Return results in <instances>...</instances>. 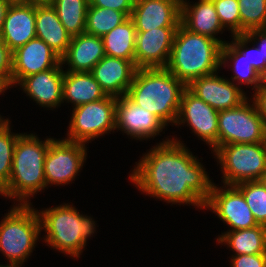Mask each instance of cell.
Returning <instances> with one entry per match:
<instances>
[{"instance_id": "27", "label": "cell", "mask_w": 266, "mask_h": 267, "mask_svg": "<svg viewBox=\"0 0 266 267\" xmlns=\"http://www.w3.org/2000/svg\"><path fill=\"white\" fill-rule=\"evenodd\" d=\"M136 28L129 17L102 37L107 56L134 60Z\"/></svg>"}, {"instance_id": "21", "label": "cell", "mask_w": 266, "mask_h": 267, "mask_svg": "<svg viewBox=\"0 0 266 267\" xmlns=\"http://www.w3.org/2000/svg\"><path fill=\"white\" fill-rule=\"evenodd\" d=\"M105 55L102 38L84 32L71 38L61 63L68 65L64 71L90 72Z\"/></svg>"}, {"instance_id": "9", "label": "cell", "mask_w": 266, "mask_h": 267, "mask_svg": "<svg viewBox=\"0 0 266 267\" xmlns=\"http://www.w3.org/2000/svg\"><path fill=\"white\" fill-rule=\"evenodd\" d=\"M248 100L247 98L235 108L219 111L218 147L225 144L266 142V126L253 100Z\"/></svg>"}, {"instance_id": "4", "label": "cell", "mask_w": 266, "mask_h": 267, "mask_svg": "<svg viewBox=\"0 0 266 267\" xmlns=\"http://www.w3.org/2000/svg\"><path fill=\"white\" fill-rule=\"evenodd\" d=\"M222 46L218 40L191 32L180 24L165 68L188 86L199 77L220 71Z\"/></svg>"}, {"instance_id": "39", "label": "cell", "mask_w": 266, "mask_h": 267, "mask_svg": "<svg viewBox=\"0 0 266 267\" xmlns=\"http://www.w3.org/2000/svg\"><path fill=\"white\" fill-rule=\"evenodd\" d=\"M246 34L256 43L266 61V30H253Z\"/></svg>"}, {"instance_id": "8", "label": "cell", "mask_w": 266, "mask_h": 267, "mask_svg": "<svg viewBox=\"0 0 266 267\" xmlns=\"http://www.w3.org/2000/svg\"><path fill=\"white\" fill-rule=\"evenodd\" d=\"M116 100L112 96L73 107L65 140L84 144L114 132Z\"/></svg>"}, {"instance_id": "3", "label": "cell", "mask_w": 266, "mask_h": 267, "mask_svg": "<svg viewBox=\"0 0 266 267\" xmlns=\"http://www.w3.org/2000/svg\"><path fill=\"white\" fill-rule=\"evenodd\" d=\"M54 138L41 141L33 133H21L14 148L12 171L8 184L0 195L18 201V204H31L30 198L47 188L44 162L50 143ZM29 199V200H28Z\"/></svg>"}, {"instance_id": "5", "label": "cell", "mask_w": 266, "mask_h": 267, "mask_svg": "<svg viewBox=\"0 0 266 267\" xmlns=\"http://www.w3.org/2000/svg\"><path fill=\"white\" fill-rule=\"evenodd\" d=\"M38 214L41 231L47 233L43 237L47 246L73 258L80 257L87 240L96 232L95 221L68 203L38 210Z\"/></svg>"}, {"instance_id": "40", "label": "cell", "mask_w": 266, "mask_h": 267, "mask_svg": "<svg viewBox=\"0 0 266 267\" xmlns=\"http://www.w3.org/2000/svg\"><path fill=\"white\" fill-rule=\"evenodd\" d=\"M12 0H0V34L3 29L5 16L9 6L12 4Z\"/></svg>"}, {"instance_id": "30", "label": "cell", "mask_w": 266, "mask_h": 267, "mask_svg": "<svg viewBox=\"0 0 266 267\" xmlns=\"http://www.w3.org/2000/svg\"><path fill=\"white\" fill-rule=\"evenodd\" d=\"M240 34L266 30V0H238Z\"/></svg>"}, {"instance_id": "18", "label": "cell", "mask_w": 266, "mask_h": 267, "mask_svg": "<svg viewBox=\"0 0 266 267\" xmlns=\"http://www.w3.org/2000/svg\"><path fill=\"white\" fill-rule=\"evenodd\" d=\"M36 3L12 2L9 6L0 34L11 52L36 38Z\"/></svg>"}, {"instance_id": "11", "label": "cell", "mask_w": 266, "mask_h": 267, "mask_svg": "<svg viewBox=\"0 0 266 267\" xmlns=\"http://www.w3.org/2000/svg\"><path fill=\"white\" fill-rule=\"evenodd\" d=\"M213 211L217 217L230 226L228 231L244 230L259 225L243 194L235 187L223 185L218 187L214 183L204 209Z\"/></svg>"}, {"instance_id": "17", "label": "cell", "mask_w": 266, "mask_h": 267, "mask_svg": "<svg viewBox=\"0 0 266 267\" xmlns=\"http://www.w3.org/2000/svg\"><path fill=\"white\" fill-rule=\"evenodd\" d=\"M182 0H136L130 18L136 31L179 27Z\"/></svg>"}, {"instance_id": "33", "label": "cell", "mask_w": 266, "mask_h": 267, "mask_svg": "<svg viewBox=\"0 0 266 267\" xmlns=\"http://www.w3.org/2000/svg\"><path fill=\"white\" fill-rule=\"evenodd\" d=\"M231 36V42L244 54L252 67L266 80V61L256 43H253L247 34H236ZM251 42L252 45L254 44L253 48L247 46L248 43L251 44Z\"/></svg>"}, {"instance_id": "7", "label": "cell", "mask_w": 266, "mask_h": 267, "mask_svg": "<svg viewBox=\"0 0 266 267\" xmlns=\"http://www.w3.org/2000/svg\"><path fill=\"white\" fill-rule=\"evenodd\" d=\"M221 165L224 185L258 181L266 171V142L225 144L214 154Z\"/></svg>"}, {"instance_id": "1", "label": "cell", "mask_w": 266, "mask_h": 267, "mask_svg": "<svg viewBox=\"0 0 266 267\" xmlns=\"http://www.w3.org/2000/svg\"><path fill=\"white\" fill-rule=\"evenodd\" d=\"M205 170L188 147L172 137L143 154L129 178L152 198L204 209L214 183Z\"/></svg>"}, {"instance_id": "37", "label": "cell", "mask_w": 266, "mask_h": 267, "mask_svg": "<svg viewBox=\"0 0 266 267\" xmlns=\"http://www.w3.org/2000/svg\"><path fill=\"white\" fill-rule=\"evenodd\" d=\"M89 5L93 7H101L113 9L131 16L134 0H89Z\"/></svg>"}, {"instance_id": "22", "label": "cell", "mask_w": 266, "mask_h": 267, "mask_svg": "<svg viewBox=\"0 0 266 267\" xmlns=\"http://www.w3.org/2000/svg\"><path fill=\"white\" fill-rule=\"evenodd\" d=\"M181 24L191 32L211 37L222 45L226 43L220 37H216L219 32L222 33L225 29L220 22L213 1L199 0L195 4H190L189 0L188 2L182 0Z\"/></svg>"}, {"instance_id": "43", "label": "cell", "mask_w": 266, "mask_h": 267, "mask_svg": "<svg viewBox=\"0 0 266 267\" xmlns=\"http://www.w3.org/2000/svg\"><path fill=\"white\" fill-rule=\"evenodd\" d=\"M26 2H30V3H49L50 0H26Z\"/></svg>"}, {"instance_id": "20", "label": "cell", "mask_w": 266, "mask_h": 267, "mask_svg": "<svg viewBox=\"0 0 266 267\" xmlns=\"http://www.w3.org/2000/svg\"><path fill=\"white\" fill-rule=\"evenodd\" d=\"M136 69L135 60L105 55L90 73L107 96L119 98L127 94Z\"/></svg>"}, {"instance_id": "31", "label": "cell", "mask_w": 266, "mask_h": 267, "mask_svg": "<svg viewBox=\"0 0 266 267\" xmlns=\"http://www.w3.org/2000/svg\"><path fill=\"white\" fill-rule=\"evenodd\" d=\"M243 194L256 222L266 226V189L259 181H246L235 185Z\"/></svg>"}, {"instance_id": "16", "label": "cell", "mask_w": 266, "mask_h": 267, "mask_svg": "<svg viewBox=\"0 0 266 267\" xmlns=\"http://www.w3.org/2000/svg\"><path fill=\"white\" fill-rule=\"evenodd\" d=\"M187 88L217 111L235 108L248 98L237 83L218 72L193 80Z\"/></svg>"}, {"instance_id": "35", "label": "cell", "mask_w": 266, "mask_h": 267, "mask_svg": "<svg viewBox=\"0 0 266 267\" xmlns=\"http://www.w3.org/2000/svg\"><path fill=\"white\" fill-rule=\"evenodd\" d=\"M12 52L0 37V85L8 90L11 88ZM9 87V88H8Z\"/></svg>"}, {"instance_id": "15", "label": "cell", "mask_w": 266, "mask_h": 267, "mask_svg": "<svg viewBox=\"0 0 266 267\" xmlns=\"http://www.w3.org/2000/svg\"><path fill=\"white\" fill-rule=\"evenodd\" d=\"M61 58L41 39L34 38L12 52L11 87L25 77L55 68Z\"/></svg>"}, {"instance_id": "41", "label": "cell", "mask_w": 266, "mask_h": 267, "mask_svg": "<svg viewBox=\"0 0 266 267\" xmlns=\"http://www.w3.org/2000/svg\"><path fill=\"white\" fill-rule=\"evenodd\" d=\"M258 181L264 186L266 189V171L260 176Z\"/></svg>"}, {"instance_id": "44", "label": "cell", "mask_w": 266, "mask_h": 267, "mask_svg": "<svg viewBox=\"0 0 266 267\" xmlns=\"http://www.w3.org/2000/svg\"><path fill=\"white\" fill-rule=\"evenodd\" d=\"M9 119H4V117L2 118V116L0 115V127L3 126Z\"/></svg>"}, {"instance_id": "46", "label": "cell", "mask_w": 266, "mask_h": 267, "mask_svg": "<svg viewBox=\"0 0 266 267\" xmlns=\"http://www.w3.org/2000/svg\"><path fill=\"white\" fill-rule=\"evenodd\" d=\"M13 2H26V0H12Z\"/></svg>"}, {"instance_id": "26", "label": "cell", "mask_w": 266, "mask_h": 267, "mask_svg": "<svg viewBox=\"0 0 266 267\" xmlns=\"http://www.w3.org/2000/svg\"><path fill=\"white\" fill-rule=\"evenodd\" d=\"M230 61V62H229ZM231 63L232 65L228 64ZM228 65L233 67L231 70L233 71V76H231L232 82L237 81V85L246 84L250 85L252 90H256L265 80L251 65L250 62L247 61L244 54L232 43L226 42L222 46L221 51V66L224 67Z\"/></svg>"}, {"instance_id": "6", "label": "cell", "mask_w": 266, "mask_h": 267, "mask_svg": "<svg viewBox=\"0 0 266 267\" xmlns=\"http://www.w3.org/2000/svg\"><path fill=\"white\" fill-rule=\"evenodd\" d=\"M15 205L0 222V251L8 263L23 265L39 240L41 221L32 204Z\"/></svg>"}, {"instance_id": "32", "label": "cell", "mask_w": 266, "mask_h": 267, "mask_svg": "<svg viewBox=\"0 0 266 267\" xmlns=\"http://www.w3.org/2000/svg\"><path fill=\"white\" fill-rule=\"evenodd\" d=\"M10 120L0 127V191L8 184L12 171L13 153L21 133H13Z\"/></svg>"}, {"instance_id": "28", "label": "cell", "mask_w": 266, "mask_h": 267, "mask_svg": "<svg viewBox=\"0 0 266 267\" xmlns=\"http://www.w3.org/2000/svg\"><path fill=\"white\" fill-rule=\"evenodd\" d=\"M49 3L72 37L85 32L89 0H50Z\"/></svg>"}, {"instance_id": "10", "label": "cell", "mask_w": 266, "mask_h": 267, "mask_svg": "<svg viewBox=\"0 0 266 267\" xmlns=\"http://www.w3.org/2000/svg\"><path fill=\"white\" fill-rule=\"evenodd\" d=\"M86 156L87 147L84 143L54 139L44 162L46 186L70 184L83 167Z\"/></svg>"}, {"instance_id": "13", "label": "cell", "mask_w": 266, "mask_h": 267, "mask_svg": "<svg viewBox=\"0 0 266 267\" xmlns=\"http://www.w3.org/2000/svg\"><path fill=\"white\" fill-rule=\"evenodd\" d=\"M177 28L160 27L148 31H136L135 67L165 68Z\"/></svg>"}, {"instance_id": "12", "label": "cell", "mask_w": 266, "mask_h": 267, "mask_svg": "<svg viewBox=\"0 0 266 267\" xmlns=\"http://www.w3.org/2000/svg\"><path fill=\"white\" fill-rule=\"evenodd\" d=\"M218 114L219 111L209 106L194 95L188 88L182 94L180 108L175 126H190L192 133L212 148H218Z\"/></svg>"}, {"instance_id": "24", "label": "cell", "mask_w": 266, "mask_h": 267, "mask_svg": "<svg viewBox=\"0 0 266 267\" xmlns=\"http://www.w3.org/2000/svg\"><path fill=\"white\" fill-rule=\"evenodd\" d=\"M62 93L63 103L70 102L74 107L107 96L90 72L64 71Z\"/></svg>"}, {"instance_id": "38", "label": "cell", "mask_w": 266, "mask_h": 267, "mask_svg": "<svg viewBox=\"0 0 266 267\" xmlns=\"http://www.w3.org/2000/svg\"><path fill=\"white\" fill-rule=\"evenodd\" d=\"M253 93L251 100L255 103L258 113L266 126V80Z\"/></svg>"}, {"instance_id": "34", "label": "cell", "mask_w": 266, "mask_h": 267, "mask_svg": "<svg viewBox=\"0 0 266 267\" xmlns=\"http://www.w3.org/2000/svg\"><path fill=\"white\" fill-rule=\"evenodd\" d=\"M220 22L232 35L240 34V12L238 0H214Z\"/></svg>"}, {"instance_id": "2", "label": "cell", "mask_w": 266, "mask_h": 267, "mask_svg": "<svg viewBox=\"0 0 266 267\" xmlns=\"http://www.w3.org/2000/svg\"><path fill=\"white\" fill-rule=\"evenodd\" d=\"M187 86L166 68L136 69L126 96L150 111L165 126L175 124Z\"/></svg>"}, {"instance_id": "19", "label": "cell", "mask_w": 266, "mask_h": 267, "mask_svg": "<svg viewBox=\"0 0 266 267\" xmlns=\"http://www.w3.org/2000/svg\"><path fill=\"white\" fill-rule=\"evenodd\" d=\"M63 64L23 78L17 85L27 96L45 108H57L63 102Z\"/></svg>"}, {"instance_id": "36", "label": "cell", "mask_w": 266, "mask_h": 267, "mask_svg": "<svg viewBox=\"0 0 266 267\" xmlns=\"http://www.w3.org/2000/svg\"><path fill=\"white\" fill-rule=\"evenodd\" d=\"M231 267H266V253L232 255Z\"/></svg>"}, {"instance_id": "23", "label": "cell", "mask_w": 266, "mask_h": 267, "mask_svg": "<svg viewBox=\"0 0 266 267\" xmlns=\"http://www.w3.org/2000/svg\"><path fill=\"white\" fill-rule=\"evenodd\" d=\"M35 27L36 37L62 58L67 52L72 36L65 30L50 3H36Z\"/></svg>"}, {"instance_id": "29", "label": "cell", "mask_w": 266, "mask_h": 267, "mask_svg": "<svg viewBox=\"0 0 266 267\" xmlns=\"http://www.w3.org/2000/svg\"><path fill=\"white\" fill-rule=\"evenodd\" d=\"M128 18L129 17L123 12L89 5L87 9L85 32L102 38Z\"/></svg>"}, {"instance_id": "45", "label": "cell", "mask_w": 266, "mask_h": 267, "mask_svg": "<svg viewBox=\"0 0 266 267\" xmlns=\"http://www.w3.org/2000/svg\"><path fill=\"white\" fill-rule=\"evenodd\" d=\"M3 92L5 93V89L0 85V94L2 93L4 95Z\"/></svg>"}, {"instance_id": "14", "label": "cell", "mask_w": 266, "mask_h": 267, "mask_svg": "<svg viewBox=\"0 0 266 267\" xmlns=\"http://www.w3.org/2000/svg\"><path fill=\"white\" fill-rule=\"evenodd\" d=\"M166 126L150 111L133 103L126 95L117 98L115 129L136 140L159 135Z\"/></svg>"}, {"instance_id": "25", "label": "cell", "mask_w": 266, "mask_h": 267, "mask_svg": "<svg viewBox=\"0 0 266 267\" xmlns=\"http://www.w3.org/2000/svg\"><path fill=\"white\" fill-rule=\"evenodd\" d=\"M216 239L219 244H225L227 248H231L234 255L266 253V226L264 225L244 230L226 231L222 235H218Z\"/></svg>"}, {"instance_id": "42", "label": "cell", "mask_w": 266, "mask_h": 267, "mask_svg": "<svg viewBox=\"0 0 266 267\" xmlns=\"http://www.w3.org/2000/svg\"><path fill=\"white\" fill-rule=\"evenodd\" d=\"M22 264L7 263L6 265L0 264V267H21Z\"/></svg>"}]
</instances>
